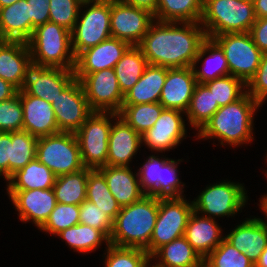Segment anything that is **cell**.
I'll return each instance as SVG.
<instances>
[{
    "label": "cell",
    "instance_id": "6da1fadb",
    "mask_svg": "<svg viewBox=\"0 0 267 267\" xmlns=\"http://www.w3.org/2000/svg\"><path fill=\"white\" fill-rule=\"evenodd\" d=\"M200 22H162L154 20L138 47L148 65L167 68L192 67L206 39Z\"/></svg>",
    "mask_w": 267,
    "mask_h": 267
},
{
    "label": "cell",
    "instance_id": "7a4b0ae2",
    "mask_svg": "<svg viewBox=\"0 0 267 267\" xmlns=\"http://www.w3.org/2000/svg\"><path fill=\"white\" fill-rule=\"evenodd\" d=\"M260 107L246 92L237 101L220 107L194 137L198 140L217 139L220 146L233 148L251 144L255 140L254 115Z\"/></svg>",
    "mask_w": 267,
    "mask_h": 267
},
{
    "label": "cell",
    "instance_id": "3957f363",
    "mask_svg": "<svg viewBox=\"0 0 267 267\" xmlns=\"http://www.w3.org/2000/svg\"><path fill=\"white\" fill-rule=\"evenodd\" d=\"M158 210L159 198L151 195L121 207L113 220L109 243L118 247L141 248L149 254Z\"/></svg>",
    "mask_w": 267,
    "mask_h": 267
},
{
    "label": "cell",
    "instance_id": "277c9868",
    "mask_svg": "<svg viewBox=\"0 0 267 267\" xmlns=\"http://www.w3.org/2000/svg\"><path fill=\"white\" fill-rule=\"evenodd\" d=\"M27 44L32 65L74 70L76 57L71 32L62 26L52 22L37 26Z\"/></svg>",
    "mask_w": 267,
    "mask_h": 267
},
{
    "label": "cell",
    "instance_id": "5b68a950",
    "mask_svg": "<svg viewBox=\"0 0 267 267\" xmlns=\"http://www.w3.org/2000/svg\"><path fill=\"white\" fill-rule=\"evenodd\" d=\"M254 6L240 0H203L200 24L207 38L249 32L256 21Z\"/></svg>",
    "mask_w": 267,
    "mask_h": 267
},
{
    "label": "cell",
    "instance_id": "8992f818",
    "mask_svg": "<svg viewBox=\"0 0 267 267\" xmlns=\"http://www.w3.org/2000/svg\"><path fill=\"white\" fill-rule=\"evenodd\" d=\"M247 192L244 183L226 178L206 185L192 200L193 210L207 218H233L248 205Z\"/></svg>",
    "mask_w": 267,
    "mask_h": 267
},
{
    "label": "cell",
    "instance_id": "52a82bcc",
    "mask_svg": "<svg viewBox=\"0 0 267 267\" xmlns=\"http://www.w3.org/2000/svg\"><path fill=\"white\" fill-rule=\"evenodd\" d=\"M161 156V157H160ZM157 153L146 157L137 170L142 191L156 198H180L184 194L185 183L180 180L178 166L183 159H172Z\"/></svg>",
    "mask_w": 267,
    "mask_h": 267
},
{
    "label": "cell",
    "instance_id": "ba28073f",
    "mask_svg": "<svg viewBox=\"0 0 267 267\" xmlns=\"http://www.w3.org/2000/svg\"><path fill=\"white\" fill-rule=\"evenodd\" d=\"M110 14L111 0H83L78 19L71 32L72 50L75 57L112 37Z\"/></svg>",
    "mask_w": 267,
    "mask_h": 267
},
{
    "label": "cell",
    "instance_id": "9c48e42d",
    "mask_svg": "<svg viewBox=\"0 0 267 267\" xmlns=\"http://www.w3.org/2000/svg\"><path fill=\"white\" fill-rule=\"evenodd\" d=\"M36 159L45 164L56 177L84 169L75 133L59 132L39 137Z\"/></svg>",
    "mask_w": 267,
    "mask_h": 267
},
{
    "label": "cell",
    "instance_id": "30bf717a",
    "mask_svg": "<svg viewBox=\"0 0 267 267\" xmlns=\"http://www.w3.org/2000/svg\"><path fill=\"white\" fill-rule=\"evenodd\" d=\"M112 123L113 112L94 111L75 133L85 168L98 169L107 165Z\"/></svg>",
    "mask_w": 267,
    "mask_h": 267
},
{
    "label": "cell",
    "instance_id": "8fae6325",
    "mask_svg": "<svg viewBox=\"0 0 267 267\" xmlns=\"http://www.w3.org/2000/svg\"><path fill=\"white\" fill-rule=\"evenodd\" d=\"M224 51L230 75L245 84L254 76L263 52L254 43L249 32L229 33L212 38Z\"/></svg>",
    "mask_w": 267,
    "mask_h": 267
},
{
    "label": "cell",
    "instance_id": "7c38bea8",
    "mask_svg": "<svg viewBox=\"0 0 267 267\" xmlns=\"http://www.w3.org/2000/svg\"><path fill=\"white\" fill-rule=\"evenodd\" d=\"M193 211V203L186 196L159 198L158 216L149 243L150 256L162 245L184 236Z\"/></svg>",
    "mask_w": 267,
    "mask_h": 267
},
{
    "label": "cell",
    "instance_id": "4fadbf2b",
    "mask_svg": "<svg viewBox=\"0 0 267 267\" xmlns=\"http://www.w3.org/2000/svg\"><path fill=\"white\" fill-rule=\"evenodd\" d=\"M185 112L164 108L153 127L141 135L143 145L152 153L168 152L175 149L187 138ZM186 123V124H185ZM187 128V129H186Z\"/></svg>",
    "mask_w": 267,
    "mask_h": 267
},
{
    "label": "cell",
    "instance_id": "5bb4252c",
    "mask_svg": "<svg viewBox=\"0 0 267 267\" xmlns=\"http://www.w3.org/2000/svg\"><path fill=\"white\" fill-rule=\"evenodd\" d=\"M79 81L93 111H121L124 95L119 88L114 68L86 74Z\"/></svg>",
    "mask_w": 267,
    "mask_h": 267
},
{
    "label": "cell",
    "instance_id": "9a60e30c",
    "mask_svg": "<svg viewBox=\"0 0 267 267\" xmlns=\"http://www.w3.org/2000/svg\"><path fill=\"white\" fill-rule=\"evenodd\" d=\"M154 20V15L145 9L111 0L110 30L113 38L138 46Z\"/></svg>",
    "mask_w": 267,
    "mask_h": 267
},
{
    "label": "cell",
    "instance_id": "2e32d148",
    "mask_svg": "<svg viewBox=\"0 0 267 267\" xmlns=\"http://www.w3.org/2000/svg\"><path fill=\"white\" fill-rule=\"evenodd\" d=\"M51 105L60 132L76 133L94 112L89 106L80 81L77 79Z\"/></svg>",
    "mask_w": 267,
    "mask_h": 267
},
{
    "label": "cell",
    "instance_id": "e0dca14e",
    "mask_svg": "<svg viewBox=\"0 0 267 267\" xmlns=\"http://www.w3.org/2000/svg\"><path fill=\"white\" fill-rule=\"evenodd\" d=\"M20 222L31 223L40 228L55 208L53 188L32 190H6Z\"/></svg>",
    "mask_w": 267,
    "mask_h": 267
},
{
    "label": "cell",
    "instance_id": "ac0fdd59",
    "mask_svg": "<svg viewBox=\"0 0 267 267\" xmlns=\"http://www.w3.org/2000/svg\"><path fill=\"white\" fill-rule=\"evenodd\" d=\"M75 79L74 70L32 65L23 90L51 104Z\"/></svg>",
    "mask_w": 267,
    "mask_h": 267
},
{
    "label": "cell",
    "instance_id": "d6986e66",
    "mask_svg": "<svg viewBox=\"0 0 267 267\" xmlns=\"http://www.w3.org/2000/svg\"><path fill=\"white\" fill-rule=\"evenodd\" d=\"M264 218L250 216L243 219L228 234L225 239L239 252L246 255L254 264L259 260L261 253L267 246V213ZM252 217V218H251Z\"/></svg>",
    "mask_w": 267,
    "mask_h": 267
},
{
    "label": "cell",
    "instance_id": "ffe728a7",
    "mask_svg": "<svg viewBox=\"0 0 267 267\" xmlns=\"http://www.w3.org/2000/svg\"><path fill=\"white\" fill-rule=\"evenodd\" d=\"M131 45L117 38H109L88 48L76 57L75 77L80 80L86 74L114 68Z\"/></svg>",
    "mask_w": 267,
    "mask_h": 267
},
{
    "label": "cell",
    "instance_id": "44dd1931",
    "mask_svg": "<svg viewBox=\"0 0 267 267\" xmlns=\"http://www.w3.org/2000/svg\"><path fill=\"white\" fill-rule=\"evenodd\" d=\"M141 147V135L118 113L113 112V123L108 140L107 165L130 166Z\"/></svg>",
    "mask_w": 267,
    "mask_h": 267
},
{
    "label": "cell",
    "instance_id": "7402d4cb",
    "mask_svg": "<svg viewBox=\"0 0 267 267\" xmlns=\"http://www.w3.org/2000/svg\"><path fill=\"white\" fill-rule=\"evenodd\" d=\"M31 66V53L26 42L10 40L0 42V78L20 91L25 86Z\"/></svg>",
    "mask_w": 267,
    "mask_h": 267
},
{
    "label": "cell",
    "instance_id": "603a6c76",
    "mask_svg": "<svg viewBox=\"0 0 267 267\" xmlns=\"http://www.w3.org/2000/svg\"><path fill=\"white\" fill-rule=\"evenodd\" d=\"M196 84L197 80L192 67L167 68L159 103L164 108L186 112Z\"/></svg>",
    "mask_w": 267,
    "mask_h": 267
},
{
    "label": "cell",
    "instance_id": "cb8c5ba5",
    "mask_svg": "<svg viewBox=\"0 0 267 267\" xmlns=\"http://www.w3.org/2000/svg\"><path fill=\"white\" fill-rule=\"evenodd\" d=\"M19 97L23 108L22 130L38 138L60 132L49 102L28 95L23 89L19 91Z\"/></svg>",
    "mask_w": 267,
    "mask_h": 267
},
{
    "label": "cell",
    "instance_id": "d4e9b609",
    "mask_svg": "<svg viewBox=\"0 0 267 267\" xmlns=\"http://www.w3.org/2000/svg\"><path fill=\"white\" fill-rule=\"evenodd\" d=\"M98 170L104 175L107 186L120 207L137 202L146 195L141 189L137 171L133 172L131 166L106 165Z\"/></svg>",
    "mask_w": 267,
    "mask_h": 267
},
{
    "label": "cell",
    "instance_id": "484cf974",
    "mask_svg": "<svg viewBox=\"0 0 267 267\" xmlns=\"http://www.w3.org/2000/svg\"><path fill=\"white\" fill-rule=\"evenodd\" d=\"M217 219L207 218L194 212L185 229L184 237L205 259L224 239V230Z\"/></svg>",
    "mask_w": 267,
    "mask_h": 267
},
{
    "label": "cell",
    "instance_id": "4316f807",
    "mask_svg": "<svg viewBox=\"0 0 267 267\" xmlns=\"http://www.w3.org/2000/svg\"><path fill=\"white\" fill-rule=\"evenodd\" d=\"M192 69L197 83L202 84L230 74L224 51L211 38L202 42Z\"/></svg>",
    "mask_w": 267,
    "mask_h": 267
},
{
    "label": "cell",
    "instance_id": "83f0119b",
    "mask_svg": "<svg viewBox=\"0 0 267 267\" xmlns=\"http://www.w3.org/2000/svg\"><path fill=\"white\" fill-rule=\"evenodd\" d=\"M150 260L158 267H204V259L184 236L162 245Z\"/></svg>",
    "mask_w": 267,
    "mask_h": 267
},
{
    "label": "cell",
    "instance_id": "f1b7e54d",
    "mask_svg": "<svg viewBox=\"0 0 267 267\" xmlns=\"http://www.w3.org/2000/svg\"><path fill=\"white\" fill-rule=\"evenodd\" d=\"M167 75V67L148 65L138 82L124 95L123 105L157 103Z\"/></svg>",
    "mask_w": 267,
    "mask_h": 267
},
{
    "label": "cell",
    "instance_id": "f546056e",
    "mask_svg": "<svg viewBox=\"0 0 267 267\" xmlns=\"http://www.w3.org/2000/svg\"><path fill=\"white\" fill-rule=\"evenodd\" d=\"M0 31L4 40L28 42L31 38V20L26 0L0 8Z\"/></svg>",
    "mask_w": 267,
    "mask_h": 267
},
{
    "label": "cell",
    "instance_id": "4dcf8cb0",
    "mask_svg": "<svg viewBox=\"0 0 267 267\" xmlns=\"http://www.w3.org/2000/svg\"><path fill=\"white\" fill-rule=\"evenodd\" d=\"M56 176L36 158L17 170L5 182L6 190H32L53 188Z\"/></svg>",
    "mask_w": 267,
    "mask_h": 267
},
{
    "label": "cell",
    "instance_id": "1f68e13d",
    "mask_svg": "<svg viewBox=\"0 0 267 267\" xmlns=\"http://www.w3.org/2000/svg\"><path fill=\"white\" fill-rule=\"evenodd\" d=\"M56 236L79 254H89L99 249L102 244L106 246L110 244L109 238L101 230L82 223L62 230Z\"/></svg>",
    "mask_w": 267,
    "mask_h": 267
},
{
    "label": "cell",
    "instance_id": "d6a6232c",
    "mask_svg": "<svg viewBox=\"0 0 267 267\" xmlns=\"http://www.w3.org/2000/svg\"><path fill=\"white\" fill-rule=\"evenodd\" d=\"M203 0H158L154 19L162 22H200Z\"/></svg>",
    "mask_w": 267,
    "mask_h": 267
},
{
    "label": "cell",
    "instance_id": "836d02e7",
    "mask_svg": "<svg viewBox=\"0 0 267 267\" xmlns=\"http://www.w3.org/2000/svg\"><path fill=\"white\" fill-rule=\"evenodd\" d=\"M147 59L138 46H131L114 66L119 88L125 95L143 75Z\"/></svg>",
    "mask_w": 267,
    "mask_h": 267
},
{
    "label": "cell",
    "instance_id": "e575fe53",
    "mask_svg": "<svg viewBox=\"0 0 267 267\" xmlns=\"http://www.w3.org/2000/svg\"><path fill=\"white\" fill-rule=\"evenodd\" d=\"M210 90L202 83H197L188 110L185 112L187 126L198 132L219 109Z\"/></svg>",
    "mask_w": 267,
    "mask_h": 267
},
{
    "label": "cell",
    "instance_id": "d590c367",
    "mask_svg": "<svg viewBox=\"0 0 267 267\" xmlns=\"http://www.w3.org/2000/svg\"><path fill=\"white\" fill-rule=\"evenodd\" d=\"M88 168L56 177L53 190L57 203L80 205L86 200Z\"/></svg>",
    "mask_w": 267,
    "mask_h": 267
},
{
    "label": "cell",
    "instance_id": "8d00e7d4",
    "mask_svg": "<svg viewBox=\"0 0 267 267\" xmlns=\"http://www.w3.org/2000/svg\"><path fill=\"white\" fill-rule=\"evenodd\" d=\"M86 200L91 201L105 212L112 220L119 213L121 207L110 192L104 175L98 169L88 168Z\"/></svg>",
    "mask_w": 267,
    "mask_h": 267
},
{
    "label": "cell",
    "instance_id": "74e56055",
    "mask_svg": "<svg viewBox=\"0 0 267 267\" xmlns=\"http://www.w3.org/2000/svg\"><path fill=\"white\" fill-rule=\"evenodd\" d=\"M164 107L159 103L122 105L118 113L137 133L142 135L153 127Z\"/></svg>",
    "mask_w": 267,
    "mask_h": 267
},
{
    "label": "cell",
    "instance_id": "f35d334b",
    "mask_svg": "<svg viewBox=\"0 0 267 267\" xmlns=\"http://www.w3.org/2000/svg\"><path fill=\"white\" fill-rule=\"evenodd\" d=\"M38 137L27 131L11 132V160H9V177L25 167L36 158Z\"/></svg>",
    "mask_w": 267,
    "mask_h": 267
},
{
    "label": "cell",
    "instance_id": "ab89813d",
    "mask_svg": "<svg viewBox=\"0 0 267 267\" xmlns=\"http://www.w3.org/2000/svg\"><path fill=\"white\" fill-rule=\"evenodd\" d=\"M104 251L102 254L104 267H144L150 261V255L141 248L109 244Z\"/></svg>",
    "mask_w": 267,
    "mask_h": 267
},
{
    "label": "cell",
    "instance_id": "60d3db41",
    "mask_svg": "<svg viewBox=\"0 0 267 267\" xmlns=\"http://www.w3.org/2000/svg\"><path fill=\"white\" fill-rule=\"evenodd\" d=\"M204 85L210 90L219 107L237 101L246 93V84L230 74L208 81Z\"/></svg>",
    "mask_w": 267,
    "mask_h": 267
},
{
    "label": "cell",
    "instance_id": "b9f144b4",
    "mask_svg": "<svg viewBox=\"0 0 267 267\" xmlns=\"http://www.w3.org/2000/svg\"><path fill=\"white\" fill-rule=\"evenodd\" d=\"M204 267H255V264L224 238L204 259Z\"/></svg>",
    "mask_w": 267,
    "mask_h": 267
},
{
    "label": "cell",
    "instance_id": "7bdbcfd3",
    "mask_svg": "<svg viewBox=\"0 0 267 267\" xmlns=\"http://www.w3.org/2000/svg\"><path fill=\"white\" fill-rule=\"evenodd\" d=\"M79 214L78 205L56 203L50 216L38 230L55 237L62 230L79 224Z\"/></svg>",
    "mask_w": 267,
    "mask_h": 267
},
{
    "label": "cell",
    "instance_id": "ee69618b",
    "mask_svg": "<svg viewBox=\"0 0 267 267\" xmlns=\"http://www.w3.org/2000/svg\"><path fill=\"white\" fill-rule=\"evenodd\" d=\"M83 0H50L49 22L72 32Z\"/></svg>",
    "mask_w": 267,
    "mask_h": 267
},
{
    "label": "cell",
    "instance_id": "f6af8a7d",
    "mask_svg": "<svg viewBox=\"0 0 267 267\" xmlns=\"http://www.w3.org/2000/svg\"><path fill=\"white\" fill-rule=\"evenodd\" d=\"M23 127V108L17 94L9 100L0 102V132L21 131Z\"/></svg>",
    "mask_w": 267,
    "mask_h": 267
},
{
    "label": "cell",
    "instance_id": "bcb514c9",
    "mask_svg": "<svg viewBox=\"0 0 267 267\" xmlns=\"http://www.w3.org/2000/svg\"><path fill=\"white\" fill-rule=\"evenodd\" d=\"M79 207V223L101 230L108 238H110L113 220L89 200H85Z\"/></svg>",
    "mask_w": 267,
    "mask_h": 267
},
{
    "label": "cell",
    "instance_id": "7dc6e473",
    "mask_svg": "<svg viewBox=\"0 0 267 267\" xmlns=\"http://www.w3.org/2000/svg\"><path fill=\"white\" fill-rule=\"evenodd\" d=\"M246 92L261 106L267 101V52L262 54L257 71L246 84Z\"/></svg>",
    "mask_w": 267,
    "mask_h": 267
},
{
    "label": "cell",
    "instance_id": "c3c4849f",
    "mask_svg": "<svg viewBox=\"0 0 267 267\" xmlns=\"http://www.w3.org/2000/svg\"><path fill=\"white\" fill-rule=\"evenodd\" d=\"M28 4L29 18L31 20V37L34 29L49 22L50 0H26Z\"/></svg>",
    "mask_w": 267,
    "mask_h": 267
},
{
    "label": "cell",
    "instance_id": "681fc988",
    "mask_svg": "<svg viewBox=\"0 0 267 267\" xmlns=\"http://www.w3.org/2000/svg\"><path fill=\"white\" fill-rule=\"evenodd\" d=\"M9 160H11V132H0V179L9 178Z\"/></svg>",
    "mask_w": 267,
    "mask_h": 267
},
{
    "label": "cell",
    "instance_id": "f907efd6",
    "mask_svg": "<svg viewBox=\"0 0 267 267\" xmlns=\"http://www.w3.org/2000/svg\"><path fill=\"white\" fill-rule=\"evenodd\" d=\"M249 33L257 47L267 52V17L257 18Z\"/></svg>",
    "mask_w": 267,
    "mask_h": 267
},
{
    "label": "cell",
    "instance_id": "816d5d0a",
    "mask_svg": "<svg viewBox=\"0 0 267 267\" xmlns=\"http://www.w3.org/2000/svg\"><path fill=\"white\" fill-rule=\"evenodd\" d=\"M121 2L132 5L141 9H145L155 15L158 5V0H120Z\"/></svg>",
    "mask_w": 267,
    "mask_h": 267
},
{
    "label": "cell",
    "instance_id": "f5cc1de1",
    "mask_svg": "<svg viewBox=\"0 0 267 267\" xmlns=\"http://www.w3.org/2000/svg\"><path fill=\"white\" fill-rule=\"evenodd\" d=\"M17 92L18 90L13 85L0 78V102L11 99Z\"/></svg>",
    "mask_w": 267,
    "mask_h": 267
},
{
    "label": "cell",
    "instance_id": "db71d44e",
    "mask_svg": "<svg viewBox=\"0 0 267 267\" xmlns=\"http://www.w3.org/2000/svg\"><path fill=\"white\" fill-rule=\"evenodd\" d=\"M253 6L256 18L267 17V0H255Z\"/></svg>",
    "mask_w": 267,
    "mask_h": 267
},
{
    "label": "cell",
    "instance_id": "11a10c76",
    "mask_svg": "<svg viewBox=\"0 0 267 267\" xmlns=\"http://www.w3.org/2000/svg\"><path fill=\"white\" fill-rule=\"evenodd\" d=\"M255 267H267V246L261 253L259 260L255 263Z\"/></svg>",
    "mask_w": 267,
    "mask_h": 267
},
{
    "label": "cell",
    "instance_id": "9f6ffc18",
    "mask_svg": "<svg viewBox=\"0 0 267 267\" xmlns=\"http://www.w3.org/2000/svg\"><path fill=\"white\" fill-rule=\"evenodd\" d=\"M19 0H0V8L10 6Z\"/></svg>",
    "mask_w": 267,
    "mask_h": 267
},
{
    "label": "cell",
    "instance_id": "6f0895ef",
    "mask_svg": "<svg viewBox=\"0 0 267 267\" xmlns=\"http://www.w3.org/2000/svg\"><path fill=\"white\" fill-rule=\"evenodd\" d=\"M263 172L265 173V176H266V178H267V170H263ZM262 197H260L259 199H260V201L267 207V194H263V195H261Z\"/></svg>",
    "mask_w": 267,
    "mask_h": 267
},
{
    "label": "cell",
    "instance_id": "680465c9",
    "mask_svg": "<svg viewBox=\"0 0 267 267\" xmlns=\"http://www.w3.org/2000/svg\"><path fill=\"white\" fill-rule=\"evenodd\" d=\"M263 211L267 213V207L259 200V204H257Z\"/></svg>",
    "mask_w": 267,
    "mask_h": 267
},
{
    "label": "cell",
    "instance_id": "91938a15",
    "mask_svg": "<svg viewBox=\"0 0 267 267\" xmlns=\"http://www.w3.org/2000/svg\"><path fill=\"white\" fill-rule=\"evenodd\" d=\"M153 263V264H152ZM144 267H158L151 260Z\"/></svg>",
    "mask_w": 267,
    "mask_h": 267
},
{
    "label": "cell",
    "instance_id": "94428289",
    "mask_svg": "<svg viewBox=\"0 0 267 267\" xmlns=\"http://www.w3.org/2000/svg\"><path fill=\"white\" fill-rule=\"evenodd\" d=\"M240 1L250 2L253 4L255 0H240Z\"/></svg>",
    "mask_w": 267,
    "mask_h": 267
},
{
    "label": "cell",
    "instance_id": "6125c7cd",
    "mask_svg": "<svg viewBox=\"0 0 267 267\" xmlns=\"http://www.w3.org/2000/svg\"><path fill=\"white\" fill-rule=\"evenodd\" d=\"M3 41H5V40L3 39V36L1 34V31H0V42H3Z\"/></svg>",
    "mask_w": 267,
    "mask_h": 267
}]
</instances>
